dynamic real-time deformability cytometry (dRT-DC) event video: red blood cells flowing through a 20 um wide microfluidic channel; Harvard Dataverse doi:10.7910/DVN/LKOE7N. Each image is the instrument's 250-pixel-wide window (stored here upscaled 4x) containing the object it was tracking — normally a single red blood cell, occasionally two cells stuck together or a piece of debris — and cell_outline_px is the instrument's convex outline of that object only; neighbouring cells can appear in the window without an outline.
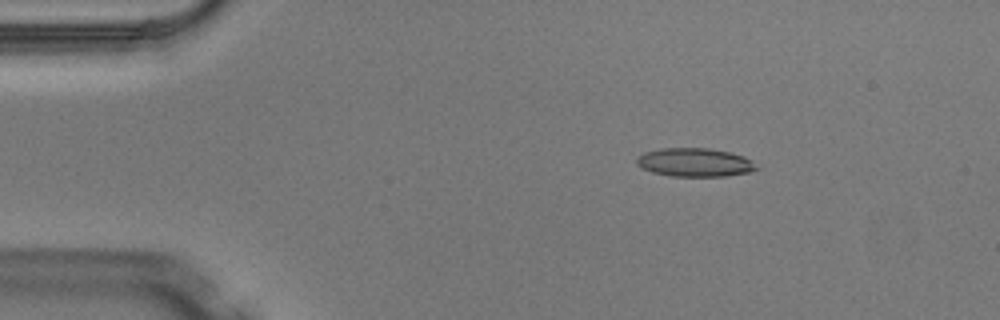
{"species": "Egyptian fruit bat (a non-hibernating species)", "species_latin": "Rousettus aegyptiacus", "temperature_condition": "warm", "stored_images_in_passage": 3, "camera_frame_rate_fps": 3000, "um_per_image_px": 0.085, "animal": {"sex": "male"}, "frame": {"image": 1, "passage_image": 1, "time_ms": 0.0, "image_size_px": [1000, 320], "cell_outline_px": [[760, 168], [752, 172], [724, 176], [672, 176], [652, 172], [636, 164], [636, 156], [644, 152], [660, 148], [708, 148], [728, 152], [744, 156], [752, 160]], "centroid_in_image_um": [59.07, 13.8], "position_along_channel_um": 25.9, "area_um2": 20.06}}
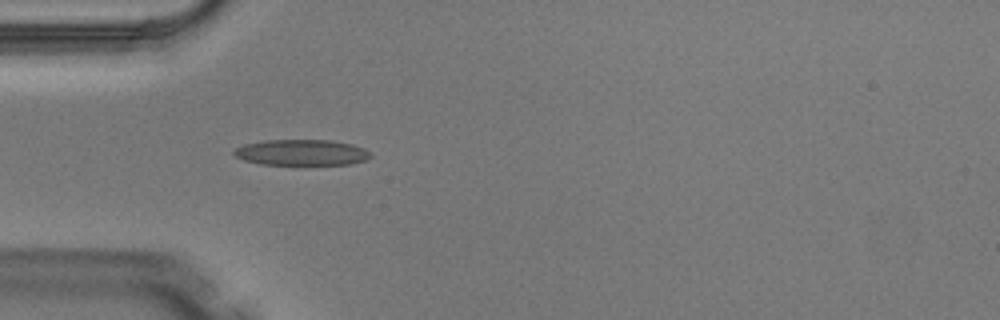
{"frame": {"image": 2, "passage_image": 3, "time_ms": 0.667, "image_size_px": [1000, 320], "cell_outline_px": [[372, 156], [364, 160], [352, 164], [260, 164], [244, 160], [236, 156], [232, 152], [236, 148], [244, 144], [264, 140], [332, 140], [352, 144], [364, 148]], "centroid_in_image_um": [25.62, 12.95], "position_along_channel_um": 59.4, "area_um2": 20.46}}